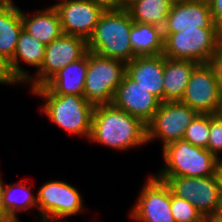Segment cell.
<instances>
[{
    "instance_id": "1",
    "label": "cell",
    "mask_w": 222,
    "mask_h": 222,
    "mask_svg": "<svg viewBox=\"0 0 222 222\" xmlns=\"http://www.w3.org/2000/svg\"><path fill=\"white\" fill-rule=\"evenodd\" d=\"M89 141L124 151L147 144V126L113 104L94 108Z\"/></svg>"
},
{
    "instance_id": "2",
    "label": "cell",
    "mask_w": 222,
    "mask_h": 222,
    "mask_svg": "<svg viewBox=\"0 0 222 222\" xmlns=\"http://www.w3.org/2000/svg\"><path fill=\"white\" fill-rule=\"evenodd\" d=\"M30 92L45 99L40 109L57 127L86 140L89 138L95 106L84 96L53 94L44 85Z\"/></svg>"
},
{
    "instance_id": "3",
    "label": "cell",
    "mask_w": 222,
    "mask_h": 222,
    "mask_svg": "<svg viewBox=\"0 0 222 222\" xmlns=\"http://www.w3.org/2000/svg\"><path fill=\"white\" fill-rule=\"evenodd\" d=\"M134 21L126 8L104 11L87 40L88 51L128 63L134 58L130 32Z\"/></svg>"
},
{
    "instance_id": "4",
    "label": "cell",
    "mask_w": 222,
    "mask_h": 222,
    "mask_svg": "<svg viewBox=\"0 0 222 222\" xmlns=\"http://www.w3.org/2000/svg\"><path fill=\"white\" fill-rule=\"evenodd\" d=\"M162 148L164 167L155 176H212L220 160L208 149L184 140L172 142Z\"/></svg>"
},
{
    "instance_id": "5",
    "label": "cell",
    "mask_w": 222,
    "mask_h": 222,
    "mask_svg": "<svg viewBox=\"0 0 222 222\" xmlns=\"http://www.w3.org/2000/svg\"><path fill=\"white\" fill-rule=\"evenodd\" d=\"M163 35L165 57L198 64L208 63L222 42V30L219 27H197Z\"/></svg>"
},
{
    "instance_id": "6",
    "label": "cell",
    "mask_w": 222,
    "mask_h": 222,
    "mask_svg": "<svg viewBox=\"0 0 222 222\" xmlns=\"http://www.w3.org/2000/svg\"><path fill=\"white\" fill-rule=\"evenodd\" d=\"M125 74V62L88 51L83 96L94 106L112 104L116 89Z\"/></svg>"
},
{
    "instance_id": "7",
    "label": "cell",
    "mask_w": 222,
    "mask_h": 222,
    "mask_svg": "<svg viewBox=\"0 0 222 222\" xmlns=\"http://www.w3.org/2000/svg\"><path fill=\"white\" fill-rule=\"evenodd\" d=\"M39 222H62V218L84 211L82 196L75 186L65 181L52 180L44 183L37 191Z\"/></svg>"
},
{
    "instance_id": "8",
    "label": "cell",
    "mask_w": 222,
    "mask_h": 222,
    "mask_svg": "<svg viewBox=\"0 0 222 222\" xmlns=\"http://www.w3.org/2000/svg\"><path fill=\"white\" fill-rule=\"evenodd\" d=\"M165 181L172 193L188 200L203 215L222 212L215 175L206 177L156 176Z\"/></svg>"
},
{
    "instance_id": "9",
    "label": "cell",
    "mask_w": 222,
    "mask_h": 222,
    "mask_svg": "<svg viewBox=\"0 0 222 222\" xmlns=\"http://www.w3.org/2000/svg\"><path fill=\"white\" fill-rule=\"evenodd\" d=\"M198 113L180 101L161 102L147 126V143L156 138L166 145L183 140L186 128Z\"/></svg>"
},
{
    "instance_id": "10",
    "label": "cell",
    "mask_w": 222,
    "mask_h": 222,
    "mask_svg": "<svg viewBox=\"0 0 222 222\" xmlns=\"http://www.w3.org/2000/svg\"><path fill=\"white\" fill-rule=\"evenodd\" d=\"M87 52L88 47L85 38L62 34L46 45L42 66L25 85L31 84L30 90L44 85L56 72L82 58Z\"/></svg>"
},
{
    "instance_id": "11",
    "label": "cell",
    "mask_w": 222,
    "mask_h": 222,
    "mask_svg": "<svg viewBox=\"0 0 222 222\" xmlns=\"http://www.w3.org/2000/svg\"><path fill=\"white\" fill-rule=\"evenodd\" d=\"M135 205L129 212L138 222H175L171 212V189L169 185L150 175L147 178Z\"/></svg>"
},
{
    "instance_id": "12",
    "label": "cell",
    "mask_w": 222,
    "mask_h": 222,
    "mask_svg": "<svg viewBox=\"0 0 222 222\" xmlns=\"http://www.w3.org/2000/svg\"><path fill=\"white\" fill-rule=\"evenodd\" d=\"M222 93L208 63L198 64L192 71L180 102L198 114H219Z\"/></svg>"
},
{
    "instance_id": "13",
    "label": "cell",
    "mask_w": 222,
    "mask_h": 222,
    "mask_svg": "<svg viewBox=\"0 0 222 222\" xmlns=\"http://www.w3.org/2000/svg\"><path fill=\"white\" fill-rule=\"evenodd\" d=\"M53 6L58 12L63 34L80 36L86 40L92 35L104 12L89 0H61Z\"/></svg>"
},
{
    "instance_id": "14",
    "label": "cell",
    "mask_w": 222,
    "mask_h": 222,
    "mask_svg": "<svg viewBox=\"0 0 222 222\" xmlns=\"http://www.w3.org/2000/svg\"><path fill=\"white\" fill-rule=\"evenodd\" d=\"M160 101L127 74L117 87L112 104L148 124L158 110Z\"/></svg>"
},
{
    "instance_id": "15",
    "label": "cell",
    "mask_w": 222,
    "mask_h": 222,
    "mask_svg": "<svg viewBox=\"0 0 222 222\" xmlns=\"http://www.w3.org/2000/svg\"><path fill=\"white\" fill-rule=\"evenodd\" d=\"M197 27H218L212 20L208 0H185L172 5L163 33H176Z\"/></svg>"
},
{
    "instance_id": "16",
    "label": "cell",
    "mask_w": 222,
    "mask_h": 222,
    "mask_svg": "<svg viewBox=\"0 0 222 222\" xmlns=\"http://www.w3.org/2000/svg\"><path fill=\"white\" fill-rule=\"evenodd\" d=\"M126 74L141 87L164 102V55L135 57L126 63Z\"/></svg>"
},
{
    "instance_id": "17",
    "label": "cell",
    "mask_w": 222,
    "mask_h": 222,
    "mask_svg": "<svg viewBox=\"0 0 222 222\" xmlns=\"http://www.w3.org/2000/svg\"><path fill=\"white\" fill-rule=\"evenodd\" d=\"M88 71V52L56 72L44 86L53 94L83 96Z\"/></svg>"
},
{
    "instance_id": "18",
    "label": "cell",
    "mask_w": 222,
    "mask_h": 222,
    "mask_svg": "<svg viewBox=\"0 0 222 222\" xmlns=\"http://www.w3.org/2000/svg\"><path fill=\"white\" fill-rule=\"evenodd\" d=\"M23 30L45 45L63 34L58 12L53 5L36 10L35 14H25L21 9Z\"/></svg>"
},
{
    "instance_id": "19",
    "label": "cell",
    "mask_w": 222,
    "mask_h": 222,
    "mask_svg": "<svg viewBox=\"0 0 222 222\" xmlns=\"http://www.w3.org/2000/svg\"><path fill=\"white\" fill-rule=\"evenodd\" d=\"M45 48V44L36 40L25 30H22L17 42L14 56L10 60L13 72L18 80L21 82V85L23 83L26 84L30 80L32 75L25 71L24 68H21L20 62L24 61L28 65L36 67V72H38L44 61Z\"/></svg>"
},
{
    "instance_id": "20",
    "label": "cell",
    "mask_w": 222,
    "mask_h": 222,
    "mask_svg": "<svg viewBox=\"0 0 222 222\" xmlns=\"http://www.w3.org/2000/svg\"><path fill=\"white\" fill-rule=\"evenodd\" d=\"M198 63L164 56V102L181 101L190 75Z\"/></svg>"
},
{
    "instance_id": "21",
    "label": "cell",
    "mask_w": 222,
    "mask_h": 222,
    "mask_svg": "<svg viewBox=\"0 0 222 222\" xmlns=\"http://www.w3.org/2000/svg\"><path fill=\"white\" fill-rule=\"evenodd\" d=\"M135 57L157 56L164 52L163 28L134 22L129 35Z\"/></svg>"
},
{
    "instance_id": "22",
    "label": "cell",
    "mask_w": 222,
    "mask_h": 222,
    "mask_svg": "<svg viewBox=\"0 0 222 222\" xmlns=\"http://www.w3.org/2000/svg\"><path fill=\"white\" fill-rule=\"evenodd\" d=\"M22 30L21 9L14 2L0 3V53L10 60Z\"/></svg>"
},
{
    "instance_id": "23",
    "label": "cell",
    "mask_w": 222,
    "mask_h": 222,
    "mask_svg": "<svg viewBox=\"0 0 222 222\" xmlns=\"http://www.w3.org/2000/svg\"><path fill=\"white\" fill-rule=\"evenodd\" d=\"M171 6L164 0H126V10L134 22L162 28L167 23Z\"/></svg>"
},
{
    "instance_id": "24",
    "label": "cell",
    "mask_w": 222,
    "mask_h": 222,
    "mask_svg": "<svg viewBox=\"0 0 222 222\" xmlns=\"http://www.w3.org/2000/svg\"><path fill=\"white\" fill-rule=\"evenodd\" d=\"M4 204L7 211V222H19L18 213L37 209V196L24 182L4 185Z\"/></svg>"
},
{
    "instance_id": "25",
    "label": "cell",
    "mask_w": 222,
    "mask_h": 222,
    "mask_svg": "<svg viewBox=\"0 0 222 222\" xmlns=\"http://www.w3.org/2000/svg\"><path fill=\"white\" fill-rule=\"evenodd\" d=\"M209 133L210 114H198L186 128L183 140L208 149Z\"/></svg>"
},
{
    "instance_id": "26",
    "label": "cell",
    "mask_w": 222,
    "mask_h": 222,
    "mask_svg": "<svg viewBox=\"0 0 222 222\" xmlns=\"http://www.w3.org/2000/svg\"><path fill=\"white\" fill-rule=\"evenodd\" d=\"M171 212L175 222H203V215L188 200L171 191Z\"/></svg>"
},
{
    "instance_id": "27",
    "label": "cell",
    "mask_w": 222,
    "mask_h": 222,
    "mask_svg": "<svg viewBox=\"0 0 222 222\" xmlns=\"http://www.w3.org/2000/svg\"><path fill=\"white\" fill-rule=\"evenodd\" d=\"M208 150L215 155L218 159L222 152V115L211 114L210 115V133L208 141Z\"/></svg>"
},
{
    "instance_id": "28",
    "label": "cell",
    "mask_w": 222,
    "mask_h": 222,
    "mask_svg": "<svg viewBox=\"0 0 222 222\" xmlns=\"http://www.w3.org/2000/svg\"><path fill=\"white\" fill-rule=\"evenodd\" d=\"M20 83L13 72L10 59L0 53V84L17 85Z\"/></svg>"
},
{
    "instance_id": "29",
    "label": "cell",
    "mask_w": 222,
    "mask_h": 222,
    "mask_svg": "<svg viewBox=\"0 0 222 222\" xmlns=\"http://www.w3.org/2000/svg\"><path fill=\"white\" fill-rule=\"evenodd\" d=\"M208 64L213 69L215 80L222 93V42L218 45Z\"/></svg>"
},
{
    "instance_id": "30",
    "label": "cell",
    "mask_w": 222,
    "mask_h": 222,
    "mask_svg": "<svg viewBox=\"0 0 222 222\" xmlns=\"http://www.w3.org/2000/svg\"><path fill=\"white\" fill-rule=\"evenodd\" d=\"M101 7L104 11L126 8V0H89Z\"/></svg>"
},
{
    "instance_id": "31",
    "label": "cell",
    "mask_w": 222,
    "mask_h": 222,
    "mask_svg": "<svg viewBox=\"0 0 222 222\" xmlns=\"http://www.w3.org/2000/svg\"><path fill=\"white\" fill-rule=\"evenodd\" d=\"M213 22L222 30V0H208Z\"/></svg>"
},
{
    "instance_id": "32",
    "label": "cell",
    "mask_w": 222,
    "mask_h": 222,
    "mask_svg": "<svg viewBox=\"0 0 222 222\" xmlns=\"http://www.w3.org/2000/svg\"><path fill=\"white\" fill-rule=\"evenodd\" d=\"M215 177L217 181V186L219 190V196L222 203V159H220L215 168Z\"/></svg>"
},
{
    "instance_id": "33",
    "label": "cell",
    "mask_w": 222,
    "mask_h": 222,
    "mask_svg": "<svg viewBox=\"0 0 222 222\" xmlns=\"http://www.w3.org/2000/svg\"><path fill=\"white\" fill-rule=\"evenodd\" d=\"M4 184L0 175V215L7 221V211L4 204Z\"/></svg>"
},
{
    "instance_id": "34",
    "label": "cell",
    "mask_w": 222,
    "mask_h": 222,
    "mask_svg": "<svg viewBox=\"0 0 222 222\" xmlns=\"http://www.w3.org/2000/svg\"><path fill=\"white\" fill-rule=\"evenodd\" d=\"M203 222H222V212L203 216Z\"/></svg>"
},
{
    "instance_id": "35",
    "label": "cell",
    "mask_w": 222,
    "mask_h": 222,
    "mask_svg": "<svg viewBox=\"0 0 222 222\" xmlns=\"http://www.w3.org/2000/svg\"><path fill=\"white\" fill-rule=\"evenodd\" d=\"M164 1L168 2L171 5H176L178 3H182L185 0H164Z\"/></svg>"
},
{
    "instance_id": "36",
    "label": "cell",
    "mask_w": 222,
    "mask_h": 222,
    "mask_svg": "<svg viewBox=\"0 0 222 222\" xmlns=\"http://www.w3.org/2000/svg\"><path fill=\"white\" fill-rule=\"evenodd\" d=\"M9 2H13V0H0V3H9Z\"/></svg>"
},
{
    "instance_id": "37",
    "label": "cell",
    "mask_w": 222,
    "mask_h": 222,
    "mask_svg": "<svg viewBox=\"0 0 222 222\" xmlns=\"http://www.w3.org/2000/svg\"><path fill=\"white\" fill-rule=\"evenodd\" d=\"M0 222H7V221L0 215Z\"/></svg>"
},
{
    "instance_id": "38",
    "label": "cell",
    "mask_w": 222,
    "mask_h": 222,
    "mask_svg": "<svg viewBox=\"0 0 222 222\" xmlns=\"http://www.w3.org/2000/svg\"><path fill=\"white\" fill-rule=\"evenodd\" d=\"M219 114L222 115V99H221V108H220Z\"/></svg>"
}]
</instances>
